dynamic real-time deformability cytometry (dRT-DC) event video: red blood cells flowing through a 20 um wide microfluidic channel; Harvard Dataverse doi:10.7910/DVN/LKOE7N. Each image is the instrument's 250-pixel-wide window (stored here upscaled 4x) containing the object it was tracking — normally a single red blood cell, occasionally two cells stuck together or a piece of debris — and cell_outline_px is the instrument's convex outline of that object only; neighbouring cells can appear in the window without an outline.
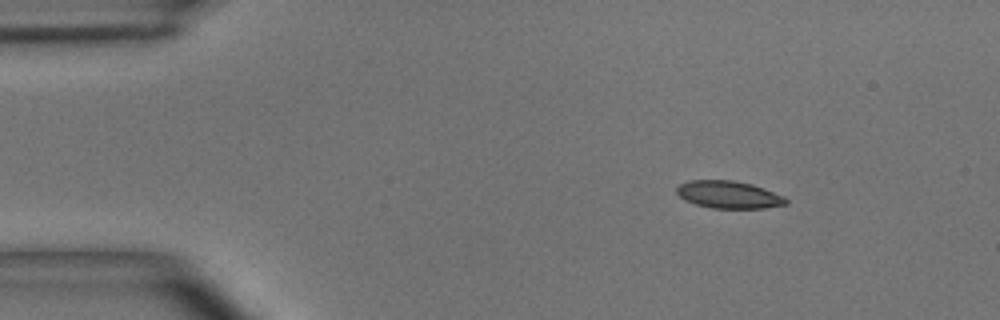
{"species": "common noctule bat (a hibernating species)", "species_latin": "Nyctalus noctula", "temperature_condition": "room temperature", "stored_images_in_passage": 45, "camera_frame_rate_fps": 3000, "um_per_image_px": 0.085, "animal": {"sex": "male", "body_mass_g": 15.6}, "frame": {"image": 1, "passage_image": 1, "time_ms": 0.0, "image_size_px": [1000, 320], "cell_outline_px": [[788, 204], [764, 208], [712, 208], [696, 204], [684, 200], [676, 192], [676, 188], [680, 184], [688, 180], [732, 180], [752, 184], [764, 188], [784, 196], [788, 200]], "centroid_in_image_um": [61.95, 16.54], "position_along_channel_um": 23.1, "area_um2": 17.51}}
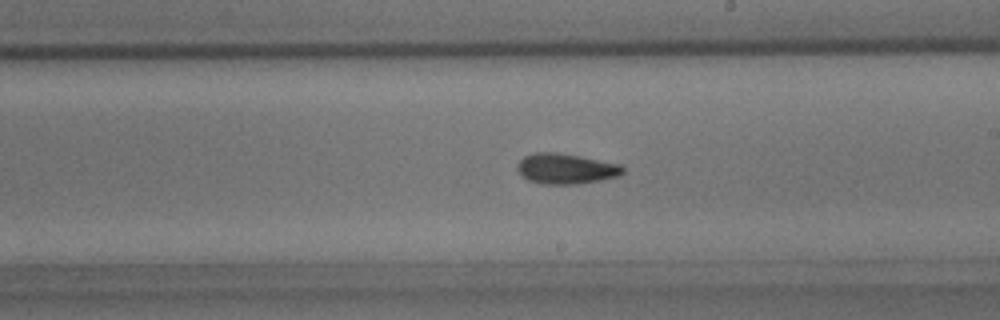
{"frame": {"image": 2, "passage_image": 23, "time_ms": 7.333, "image_size_px": [1000, 320], "cell_outline_px": [[624, 172], [620, 176], [600, 180], [576, 184], [544, 184], [528, 180], [516, 168], [520, 160], [524, 156], [536, 152], [552, 152], [580, 156], [620, 164], [624, 168]], "centroid_in_image_um": [48.12, 14.34], "position_along_channel_um": 240.9, "area_um2": 18.55}}
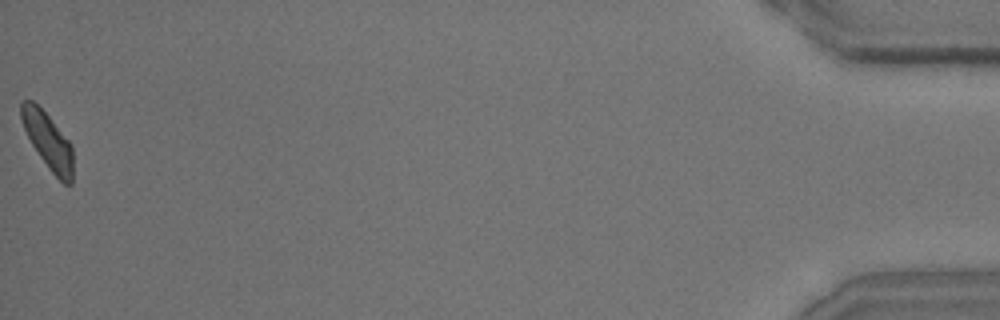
{"frame": {"image": 3, "passage_image": 45, "time_ms": 14.667, "image_size_px": [1000, 320], "cell_outline_px": [[72, 184], [64, 184], [48, 168], [32, 144], [24, 128], [20, 116], [20, 104], [24, 100], [32, 100], [48, 116], [72, 144]], "centroid_in_image_um": [4.07, 11.97], "position_along_channel_um": 431.1, "area_um2": 16.65}, "authors_computed_cell_mechanics": {"area_um2": 17.6868, "velocity_mm_per_s": 3.9115, "shape_relaxation_time_tau1_ms": 3.9376, "shape_relaxation_time_tau2_ms": 3.6661, "deformation_change_tau1": 0.1197, "deformation_change_tau2": 0.0756}}